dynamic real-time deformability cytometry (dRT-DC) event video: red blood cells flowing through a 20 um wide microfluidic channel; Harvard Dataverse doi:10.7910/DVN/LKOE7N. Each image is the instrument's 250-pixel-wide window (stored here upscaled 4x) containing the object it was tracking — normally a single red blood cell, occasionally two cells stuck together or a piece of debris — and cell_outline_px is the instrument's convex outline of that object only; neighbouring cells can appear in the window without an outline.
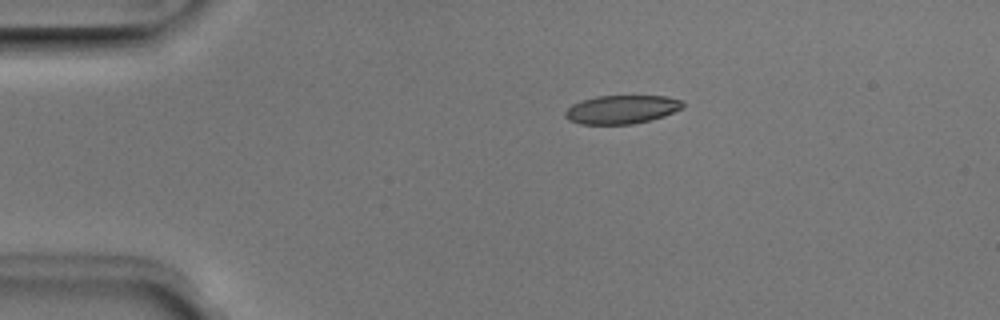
{"species": "Egyptian fruit bat (a non-hibernating species)", "species_latin": "Rousettus aegyptiacus", "temperature_condition": "room temperature", "stored_images_in_passage": 3, "camera_frame_rate_fps": 3000, "um_per_image_px": 0.085, "animal": {"sex": "male"}, "frame": {"image": 1, "passage_image": 1, "time_ms": 0.0, "image_size_px": [1000, 320], "cell_outline_px": [[684, 104], [680, 108], [664, 116], [632, 124], [580, 124], [568, 120], [564, 116], [564, 112], [572, 104], [596, 96], [668, 96], [680, 100]], "centroid_in_image_um": [52.8, 9.3], "position_along_channel_um": 32.2, "area_um2": 19.36}}
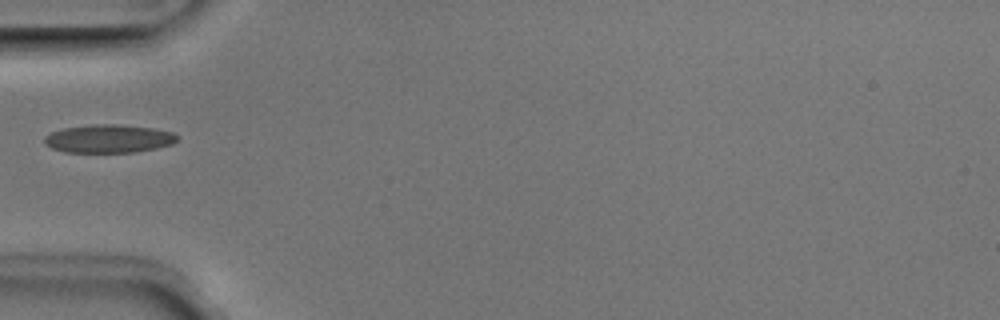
{"frame": {"image": 2, "passage_image": 3, "time_ms": 0.667, "image_size_px": [1000, 320], "cell_outline_px": [[180, 136], [172, 144], [156, 148], [136, 152], [64, 152], [52, 148], [44, 144], [44, 136], [52, 132], [64, 128], [92, 124], [116, 124], [152, 128], [172, 132]], "centroid_in_image_um": [9.23, 11.79], "position_along_channel_um": 75.8, "area_um2": 21.85}}